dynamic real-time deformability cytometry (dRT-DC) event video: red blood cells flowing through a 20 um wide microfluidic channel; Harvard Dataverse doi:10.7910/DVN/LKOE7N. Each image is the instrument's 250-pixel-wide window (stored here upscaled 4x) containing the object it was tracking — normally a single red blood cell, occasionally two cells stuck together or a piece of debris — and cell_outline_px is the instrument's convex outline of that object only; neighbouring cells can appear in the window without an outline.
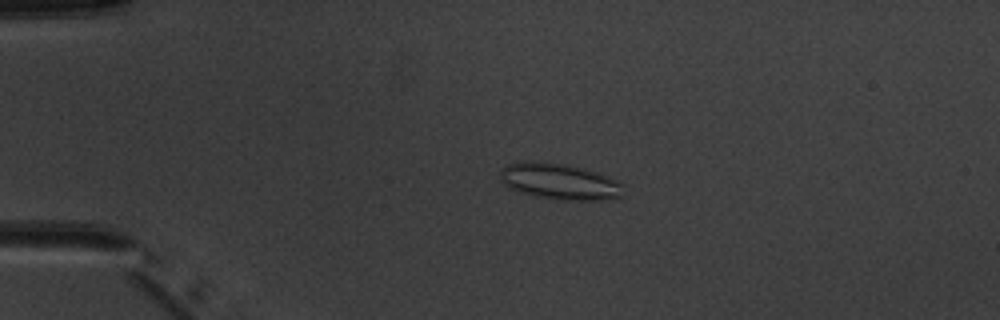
{"species": "common noctule bat (a hibernating species)", "species_latin": "Nyctalus noctula", "temperature_condition": "warm", "stored_images_in_passage": 5, "camera_frame_rate_fps": 3000, "um_per_image_px": 0.085, "animal": {"sex": "male", "body_mass_g": 20.1, "forearm_length_mm": 53.5}, "frame": {"image": 1, "passage_image": 4, "time_ms": 3.333, "image_size_px": [1000, 320], "cell_outline_px": [[624, 196], [600, 200], [556, 200], [532, 196], [508, 188], [500, 180], [500, 172], [504, 168], [520, 160], [568, 164], [596, 172], [624, 184]], "centroid_in_image_um": [47.56, 15.44], "position_along_channel_um": 37.4, "area_um2": 26.13}}